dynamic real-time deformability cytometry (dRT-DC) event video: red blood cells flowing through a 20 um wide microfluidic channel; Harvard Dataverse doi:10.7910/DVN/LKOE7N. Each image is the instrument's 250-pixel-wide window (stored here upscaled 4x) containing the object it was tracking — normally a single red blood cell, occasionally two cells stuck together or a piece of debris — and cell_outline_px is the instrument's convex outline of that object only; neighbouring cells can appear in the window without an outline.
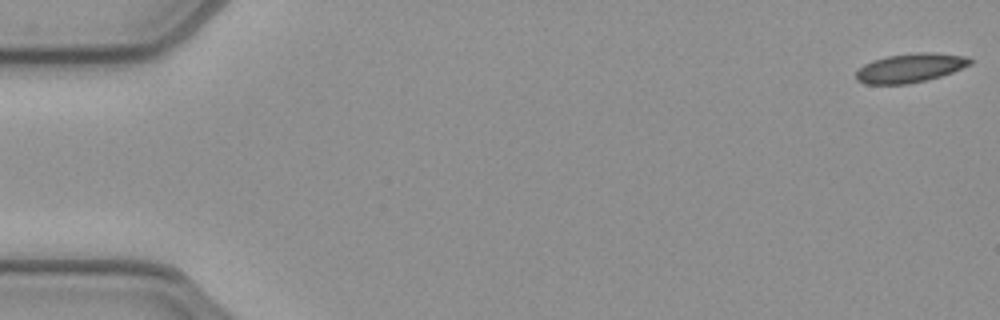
{"species": "common noctule bat (a hibernating species)", "species_latin": "Nyctalus noctula", "temperature_condition": "cold", "stored_images_in_passage": 10, "camera_frame_rate_fps": 3000, "um_per_image_px": 0.085, "animal": {"sex": "female", "body_mass_g": 21.9}, "frame": {"image": 1, "passage_image": 1, "time_ms": 0.0, "image_size_px": [1000, 320], "cell_outline_px": [[972, 64], [952, 72], [940, 76], [908, 84], [864, 84], [856, 80], [856, 72], [864, 64], [872, 60], [888, 56], [916, 52], [928, 52], [968, 56], [972, 60]], "centroid_in_image_um": [77.36, 5.77], "position_along_channel_um": 7.6, "area_um2": 19.25}}